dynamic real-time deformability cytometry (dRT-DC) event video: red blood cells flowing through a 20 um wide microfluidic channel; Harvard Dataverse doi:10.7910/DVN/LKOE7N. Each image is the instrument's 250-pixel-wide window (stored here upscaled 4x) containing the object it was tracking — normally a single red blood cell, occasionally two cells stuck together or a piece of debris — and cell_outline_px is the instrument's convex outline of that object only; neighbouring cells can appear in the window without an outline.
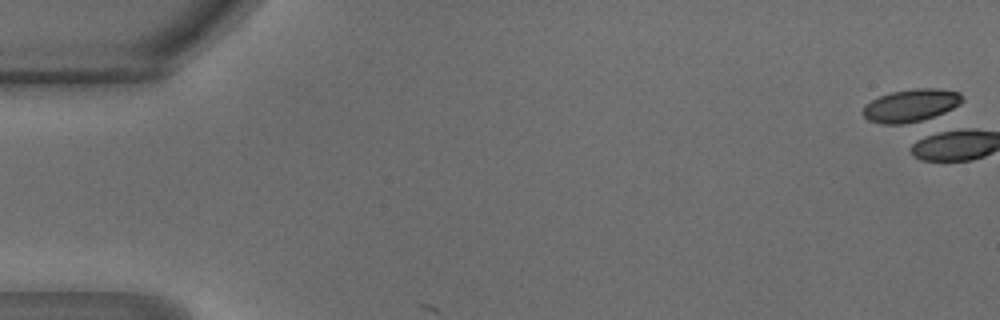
{"species": "common noctule bat (a hibernating species)", "species_latin": "Nyctalus noctula", "temperature_condition": "warm", "stored_images_in_passage": 3, "camera_frame_rate_fps": 3000, "um_per_image_px": 0.085, "animal": {"sex": "male", "body_mass_g": 18.8}, "frame": {"image": 1, "passage_image": 2, "time_ms": 0.333, "image_size_px": [1000, 320], "cell_outline_px": [[960, 100], [956, 104], [940, 112], [916, 120], [876, 120], [868, 116], [864, 112], [864, 108], [876, 100], [884, 96], [900, 92], [956, 92], [960, 96]], "centroid_in_image_um": [77.42, 8.96], "position_along_channel_um": 7.6, "area_um2": 14.85}}